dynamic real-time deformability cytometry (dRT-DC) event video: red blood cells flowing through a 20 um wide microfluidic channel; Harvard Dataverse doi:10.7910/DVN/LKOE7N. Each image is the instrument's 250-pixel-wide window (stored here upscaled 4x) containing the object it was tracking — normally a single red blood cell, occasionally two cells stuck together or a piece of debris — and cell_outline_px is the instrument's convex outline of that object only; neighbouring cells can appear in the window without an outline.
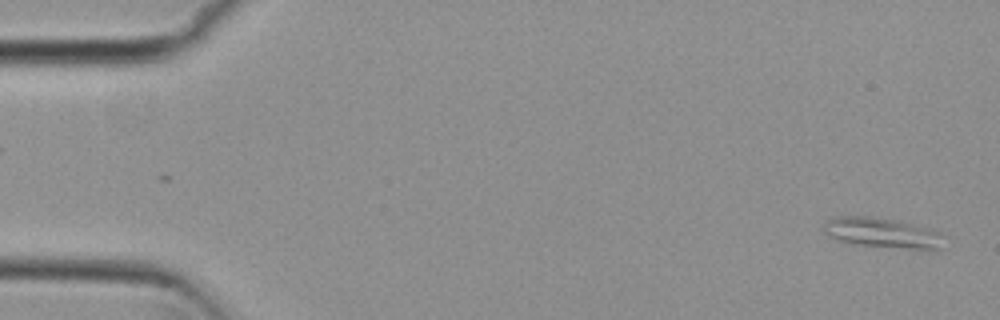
{"species": "common noctule bat (a hibernating species)", "species_latin": "Nyctalus noctula", "temperature_condition": "cold", "stored_images_in_passage": 53, "camera_frame_rate_fps": 3000, "um_per_image_px": 0.085, "animal": {"sex": "female", "body_mass_g": 29.2, "forearm_length_mm": 56.3}, "frame": {"image": 1, "passage_image": 1, "time_ms": 0.0, "image_size_px": [1000, 320], "cell_outline_px": [[944, 248], [940, 252], [932, 252], [856, 244], [836, 240], [828, 236], [820, 228], [824, 220], [836, 216], [872, 216], [900, 220], [928, 228], [940, 232]], "centroid_in_image_um": [75.04, 19.82], "position_along_channel_um": 10.0, "area_um2": 22.25}}
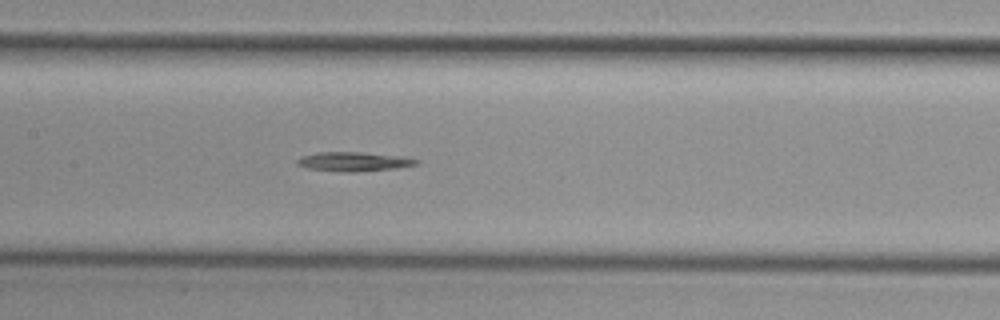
{"frame": {"image": 2, "passage_image": 25, "time_ms": 8.0, "image_size_px": [1000, 320], "cell_outline_px": [[420, 160], [416, 164], [396, 168], [352, 172], [348, 172], [308, 168], [296, 164], [296, 160], [300, 156], [316, 152], [360, 152], [396, 156]], "centroid_in_image_um": [29.98, 13.73], "position_along_channel_um": 177.4, "area_um2": 13.06}}
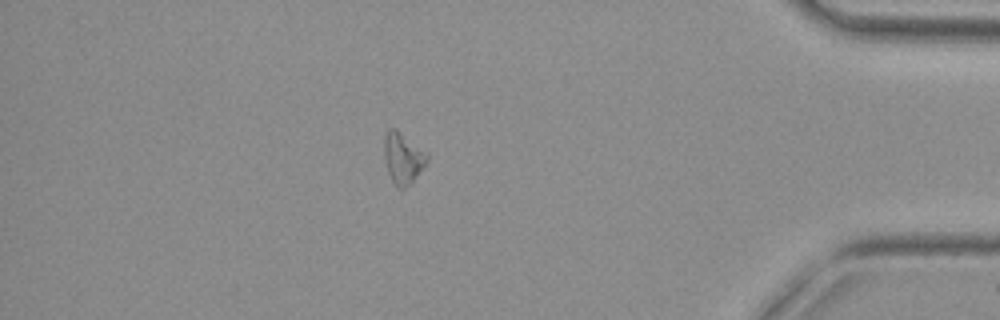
{"frame": {"image": 3, "passage_image": 46, "time_ms": 15.0, "image_size_px": [1000, 320], "cell_outline_px": [[428, 160], [412, 184], [404, 188], [396, 188], [388, 172], [384, 160], [384, 132], [388, 128], [396, 128], [428, 152]], "centroid_in_image_um": [34.25, 13.42], "position_along_channel_um": 400.9, "area_um2": 13.18}, "authors_computed_cell_mechanics": {"area_um2": 13.0628, "velocity_mm_per_s": 3.8163, "shape_relaxation_time_tau1_ms": 9.9228, "shape_relaxation_time_tau2_ms": null, "deformation_change_tau1": 0.1823, "deformation_change_tau2": null}}